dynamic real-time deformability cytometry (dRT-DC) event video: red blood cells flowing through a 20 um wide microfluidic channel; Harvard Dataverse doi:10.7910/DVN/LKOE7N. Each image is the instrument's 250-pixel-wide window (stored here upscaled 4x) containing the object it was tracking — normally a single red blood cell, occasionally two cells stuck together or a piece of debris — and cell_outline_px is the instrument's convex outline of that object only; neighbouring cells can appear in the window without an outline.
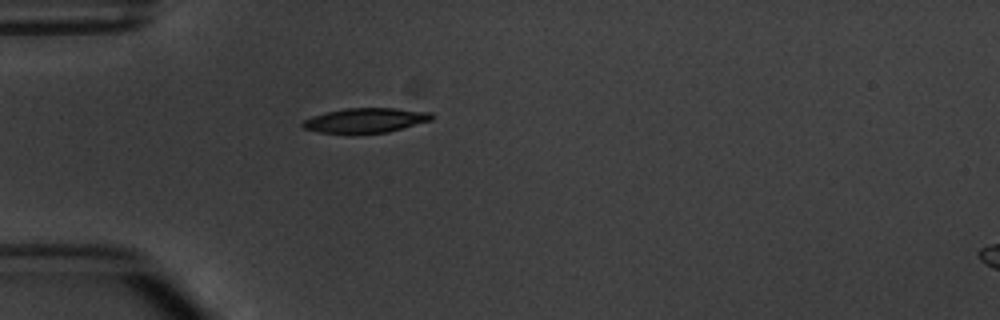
{"species": "common noctule bat (a hibernating species)", "species_latin": "Nyctalus noctula", "temperature_condition": "warm", "stored_images_in_passage": 1, "camera_frame_rate_fps": 3000, "um_per_image_px": 0.085, "animal": {"sex": "male", "body_mass_g": 20.1, "forearm_length_mm": 53.5}, "frame": {"image": 1, "passage_image": 1, "time_ms": 0.0, "image_size_px": [1000, 320], "cell_outline_px": [[436, 116], [432, 120], [388, 132], [320, 132], [304, 128], [300, 124], [304, 120], [312, 116], [344, 108], [396, 108], [432, 112]], "centroid_in_image_um": [31.14, 10.2], "position_along_channel_um": 53.9, "area_um2": 18.26}}